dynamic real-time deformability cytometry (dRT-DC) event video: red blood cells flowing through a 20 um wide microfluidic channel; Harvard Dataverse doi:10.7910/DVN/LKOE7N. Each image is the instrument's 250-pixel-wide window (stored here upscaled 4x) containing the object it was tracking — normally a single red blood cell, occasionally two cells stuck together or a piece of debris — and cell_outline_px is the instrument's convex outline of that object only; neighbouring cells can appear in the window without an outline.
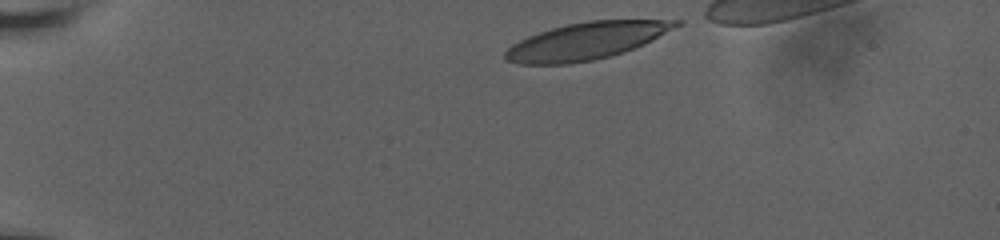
{"species": "human", "species_latin": "Homo sapiens", "temperature_condition": "room temperature", "stored_images_in_passage": 39, "camera_frame_rate_fps": 3000, "um_per_image_px": 0.085, "donor": {"sex": "male"}, "frame": {"image": 1, "passage_image": 1, "time_ms": 0.0, "image_size_px": [1000, 240], "cell_outline_px": [[684, 24], [644, 44], [624, 52], [592, 60], [568, 64], [520, 64], [504, 60], [504, 52], [512, 44], [528, 36], [552, 28], [568, 24], [588, 20], [684, 20]], "centroid_in_image_um": [49.86, 3.48], "position_along_channel_um": 35.1, "area_um2": 36.82}}
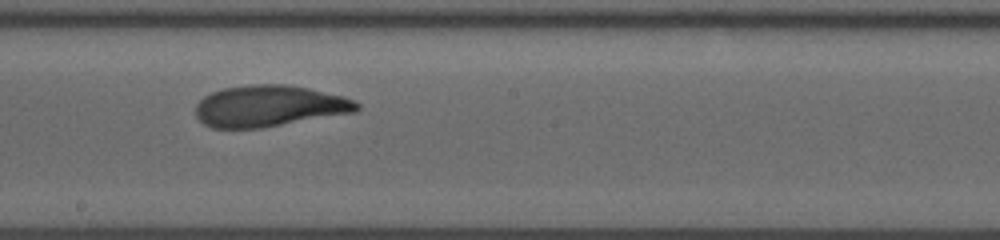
{"frame": {"image": 2, "passage_image": 23, "time_ms": 7.333, "image_size_px": [1000, 240], "cell_outline_px": [[360, 108], [356, 112], [260, 128], [212, 128], [204, 124], [196, 116], [196, 104], [204, 96], [212, 92], [224, 88], [252, 84], [284, 84], [308, 88], [344, 96], [360, 104]], "centroid_in_image_um": [22.88, 9.01], "position_along_channel_um": 225.3, "area_um2": 38.78}}
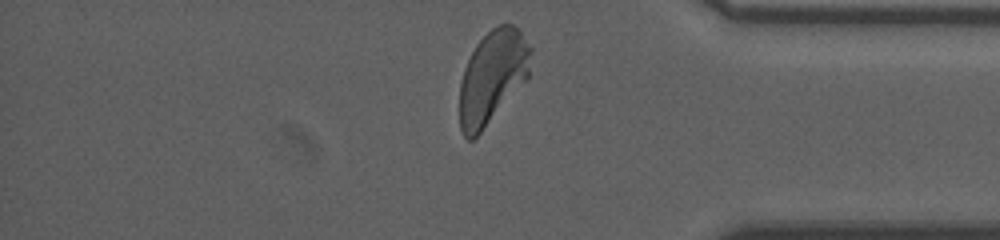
{"frame": {"image": 3, "passage_image": 38, "time_ms": 12.333, "image_size_px": [1000, 240], "cell_outline_px": [[532, 52], [528, 76], [480, 132], [472, 140], [468, 140], [464, 136], [460, 128], [460, 80], [464, 68], [476, 44], [492, 28], [500, 24], [512, 24], [520, 32], [532, 48]], "centroid_in_image_um": [41.84, 6.51], "position_along_channel_um": 393.4, "area_um2": 37.8}, "authors_computed_cell_mechanics": {"area_um2": 38.726, "velocity_mm_per_s": 3.6348, "shape_relaxation_time_tau1_ms": 5.358, "shape_relaxation_time_tau2_ms": 1.4723, "deformation_change_tau1": 0.1957, "deformation_change_tau2": 0.0787}}